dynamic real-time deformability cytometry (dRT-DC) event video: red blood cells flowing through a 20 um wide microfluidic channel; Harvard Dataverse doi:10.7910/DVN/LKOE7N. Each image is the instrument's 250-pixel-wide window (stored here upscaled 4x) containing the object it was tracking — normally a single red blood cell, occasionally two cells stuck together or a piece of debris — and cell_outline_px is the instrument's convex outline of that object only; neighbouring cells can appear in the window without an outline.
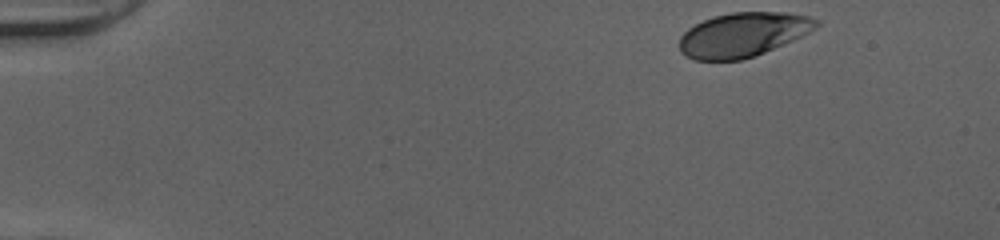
{"species": "human", "species_latin": "Homo sapiens", "temperature_condition": "cold", "stored_images_in_passage": 46, "camera_frame_rate_fps": 3000, "um_per_image_px": 0.085, "donor": {"sex": "female"}, "frame": {"image": 1, "passage_image": 1, "time_ms": 0.0, "image_size_px": [1000, 240], "cell_outline_px": [[820, 24], [816, 28], [792, 40], [764, 52], [740, 60], [692, 60], [680, 52], [680, 36], [688, 28], [704, 20], [716, 16], [732, 12], [788, 12], [808, 16], [820, 20]], "centroid_in_image_um": [63.15, 2.94], "position_along_channel_um": 21.9, "area_um2": 35.08}}
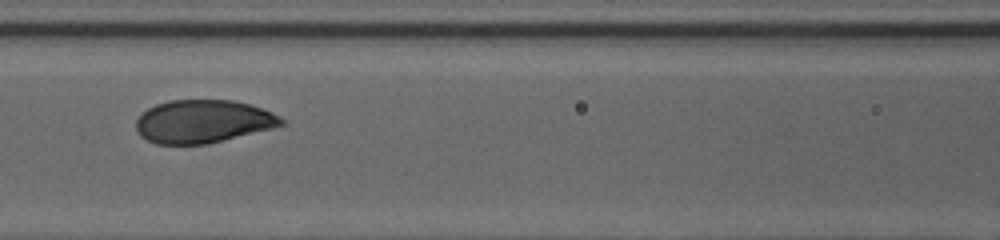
{"frame": {"image": 2, "passage_image": 19, "time_ms": 6.0, "image_size_px": [1000, 240], "cell_outline_px": [[284, 124], [272, 128], [204, 144], [156, 144], [140, 136], [136, 132], [136, 120], [148, 108], [156, 104], [168, 100], [232, 100], [248, 104], [260, 108], [280, 116], [284, 120]], "centroid_in_image_um": [17.21, 10.32], "position_along_channel_um": 149.4, "area_um2": 36.07}}
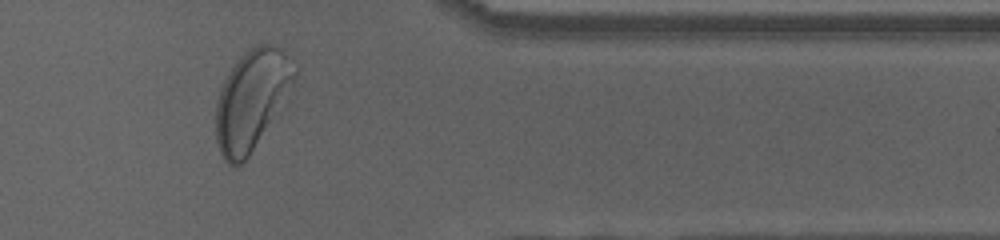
{"frame": {"image": 3, "passage_image": 38, "time_ms": 12.333, "image_size_px": [1000, 240], "cell_outline_px": [[296, 76], [248, 156], [236, 168], [228, 164], [224, 160], [220, 152], [216, 140], [216, 100], [220, 88], [224, 80], [232, 68], [244, 52], [260, 44], [272, 44], [280, 48], [296, 72]], "centroid_in_image_um": [21.29, 8.49], "position_along_channel_um": 390.1, "area_um2": 43.7}, "authors_computed_cell_mechanics": {"area_um2": 37.3966, "velocity_mm_per_s": 3.9949, "shape_relaxation_time_tau1_ms": 1.6513, "shape_relaxation_time_tau2_ms": null, "deformation_change_tau1": 0.1353, "deformation_change_tau2": null}}